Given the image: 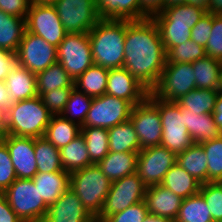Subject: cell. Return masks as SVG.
<instances>
[{
  "label": "cell",
  "instance_id": "6da1fadb",
  "mask_svg": "<svg viewBox=\"0 0 222 222\" xmlns=\"http://www.w3.org/2000/svg\"><path fill=\"white\" fill-rule=\"evenodd\" d=\"M166 61L167 53L154 20H126L123 68L151 91Z\"/></svg>",
  "mask_w": 222,
  "mask_h": 222
},
{
  "label": "cell",
  "instance_id": "7a4b0ae2",
  "mask_svg": "<svg viewBox=\"0 0 222 222\" xmlns=\"http://www.w3.org/2000/svg\"><path fill=\"white\" fill-rule=\"evenodd\" d=\"M88 34L95 65L123 68L126 20L100 19Z\"/></svg>",
  "mask_w": 222,
  "mask_h": 222
},
{
  "label": "cell",
  "instance_id": "3957f363",
  "mask_svg": "<svg viewBox=\"0 0 222 222\" xmlns=\"http://www.w3.org/2000/svg\"><path fill=\"white\" fill-rule=\"evenodd\" d=\"M51 117L40 96L13 102L6 111V135L43 137Z\"/></svg>",
  "mask_w": 222,
  "mask_h": 222
},
{
  "label": "cell",
  "instance_id": "277c9868",
  "mask_svg": "<svg viewBox=\"0 0 222 222\" xmlns=\"http://www.w3.org/2000/svg\"><path fill=\"white\" fill-rule=\"evenodd\" d=\"M112 181L93 164L70 174V188L96 218L101 212Z\"/></svg>",
  "mask_w": 222,
  "mask_h": 222
},
{
  "label": "cell",
  "instance_id": "5b68a950",
  "mask_svg": "<svg viewBox=\"0 0 222 222\" xmlns=\"http://www.w3.org/2000/svg\"><path fill=\"white\" fill-rule=\"evenodd\" d=\"M2 195L23 222H42L48 211L32 179L17 178Z\"/></svg>",
  "mask_w": 222,
  "mask_h": 222
},
{
  "label": "cell",
  "instance_id": "8992f818",
  "mask_svg": "<svg viewBox=\"0 0 222 222\" xmlns=\"http://www.w3.org/2000/svg\"><path fill=\"white\" fill-rule=\"evenodd\" d=\"M146 189L137 173L113 181L96 222H103L110 215L140 203L144 200Z\"/></svg>",
  "mask_w": 222,
  "mask_h": 222
},
{
  "label": "cell",
  "instance_id": "52a82bcc",
  "mask_svg": "<svg viewBox=\"0 0 222 222\" xmlns=\"http://www.w3.org/2000/svg\"><path fill=\"white\" fill-rule=\"evenodd\" d=\"M130 120L137 133L140 150L160 146L163 129L159 113V98L149 92L143 102L132 107Z\"/></svg>",
  "mask_w": 222,
  "mask_h": 222
},
{
  "label": "cell",
  "instance_id": "ba28073f",
  "mask_svg": "<svg viewBox=\"0 0 222 222\" xmlns=\"http://www.w3.org/2000/svg\"><path fill=\"white\" fill-rule=\"evenodd\" d=\"M196 89L192 63H166L158 83L150 91L163 101L176 102Z\"/></svg>",
  "mask_w": 222,
  "mask_h": 222
},
{
  "label": "cell",
  "instance_id": "9c48e42d",
  "mask_svg": "<svg viewBox=\"0 0 222 222\" xmlns=\"http://www.w3.org/2000/svg\"><path fill=\"white\" fill-rule=\"evenodd\" d=\"M57 62L73 80L94 64L88 33H67L57 47Z\"/></svg>",
  "mask_w": 222,
  "mask_h": 222
},
{
  "label": "cell",
  "instance_id": "30bf717a",
  "mask_svg": "<svg viewBox=\"0 0 222 222\" xmlns=\"http://www.w3.org/2000/svg\"><path fill=\"white\" fill-rule=\"evenodd\" d=\"M159 113L163 129L160 145L176 155L184 152L194 142L186 128L181 107L176 102L159 99Z\"/></svg>",
  "mask_w": 222,
  "mask_h": 222
},
{
  "label": "cell",
  "instance_id": "8fae6325",
  "mask_svg": "<svg viewBox=\"0 0 222 222\" xmlns=\"http://www.w3.org/2000/svg\"><path fill=\"white\" fill-rule=\"evenodd\" d=\"M132 105L108 94L92 98L90 109L82 127L110 129L130 119Z\"/></svg>",
  "mask_w": 222,
  "mask_h": 222
},
{
  "label": "cell",
  "instance_id": "7c38bea8",
  "mask_svg": "<svg viewBox=\"0 0 222 222\" xmlns=\"http://www.w3.org/2000/svg\"><path fill=\"white\" fill-rule=\"evenodd\" d=\"M25 26L26 31L40 36L54 47H58L67 34L54 5L31 3Z\"/></svg>",
  "mask_w": 222,
  "mask_h": 222
},
{
  "label": "cell",
  "instance_id": "4fadbf2b",
  "mask_svg": "<svg viewBox=\"0 0 222 222\" xmlns=\"http://www.w3.org/2000/svg\"><path fill=\"white\" fill-rule=\"evenodd\" d=\"M16 61L19 66L37 74L57 62V47L25 30L16 53Z\"/></svg>",
  "mask_w": 222,
  "mask_h": 222
},
{
  "label": "cell",
  "instance_id": "5bb4252c",
  "mask_svg": "<svg viewBox=\"0 0 222 222\" xmlns=\"http://www.w3.org/2000/svg\"><path fill=\"white\" fill-rule=\"evenodd\" d=\"M54 7L67 33H88L100 20L95 0H59Z\"/></svg>",
  "mask_w": 222,
  "mask_h": 222
},
{
  "label": "cell",
  "instance_id": "9a60e30c",
  "mask_svg": "<svg viewBox=\"0 0 222 222\" xmlns=\"http://www.w3.org/2000/svg\"><path fill=\"white\" fill-rule=\"evenodd\" d=\"M176 161L177 155L161 145L143 148L138 153L136 173L147 187L159 185Z\"/></svg>",
  "mask_w": 222,
  "mask_h": 222
},
{
  "label": "cell",
  "instance_id": "2e32d148",
  "mask_svg": "<svg viewBox=\"0 0 222 222\" xmlns=\"http://www.w3.org/2000/svg\"><path fill=\"white\" fill-rule=\"evenodd\" d=\"M3 142L7 145L17 178L32 179L37 174L34 146L35 138L5 135Z\"/></svg>",
  "mask_w": 222,
  "mask_h": 222
},
{
  "label": "cell",
  "instance_id": "e0dca14e",
  "mask_svg": "<svg viewBox=\"0 0 222 222\" xmlns=\"http://www.w3.org/2000/svg\"><path fill=\"white\" fill-rule=\"evenodd\" d=\"M149 90L125 68L109 69L105 93L128 101L132 106L143 102Z\"/></svg>",
  "mask_w": 222,
  "mask_h": 222
},
{
  "label": "cell",
  "instance_id": "ac0fdd59",
  "mask_svg": "<svg viewBox=\"0 0 222 222\" xmlns=\"http://www.w3.org/2000/svg\"><path fill=\"white\" fill-rule=\"evenodd\" d=\"M42 222H96V218L81 203L69 187L48 207Z\"/></svg>",
  "mask_w": 222,
  "mask_h": 222
},
{
  "label": "cell",
  "instance_id": "d6986e66",
  "mask_svg": "<svg viewBox=\"0 0 222 222\" xmlns=\"http://www.w3.org/2000/svg\"><path fill=\"white\" fill-rule=\"evenodd\" d=\"M144 201L150 215L166 217L174 222L183 199L159 184L147 187Z\"/></svg>",
  "mask_w": 222,
  "mask_h": 222
},
{
  "label": "cell",
  "instance_id": "ffe728a7",
  "mask_svg": "<svg viewBox=\"0 0 222 222\" xmlns=\"http://www.w3.org/2000/svg\"><path fill=\"white\" fill-rule=\"evenodd\" d=\"M5 84L12 102L38 96L36 74L17 63L7 74Z\"/></svg>",
  "mask_w": 222,
  "mask_h": 222
},
{
  "label": "cell",
  "instance_id": "44dd1931",
  "mask_svg": "<svg viewBox=\"0 0 222 222\" xmlns=\"http://www.w3.org/2000/svg\"><path fill=\"white\" fill-rule=\"evenodd\" d=\"M181 114L184 116L186 128L194 143L201 144L218 138L222 134L214 121L213 114L198 115L187 108H181Z\"/></svg>",
  "mask_w": 222,
  "mask_h": 222
},
{
  "label": "cell",
  "instance_id": "7402d4cb",
  "mask_svg": "<svg viewBox=\"0 0 222 222\" xmlns=\"http://www.w3.org/2000/svg\"><path fill=\"white\" fill-rule=\"evenodd\" d=\"M207 13V7L200 4L180 3L166 6L152 19L155 23L191 24L192 27Z\"/></svg>",
  "mask_w": 222,
  "mask_h": 222
},
{
  "label": "cell",
  "instance_id": "603a6c76",
  "mask_svg": "<svg viewBox=\"0 0 222 222\" xmlns=\"http://www.w3.org/2000/svg\"><path fill=\"white\" fill-rule=\"evenodd\" d=\"M32 180L35 187L38 188L40 197L44 200L45 204L50 207L60 198L62 193L69 188L70 173H37Z\"/></svg>",
  "mask_w": 222,
  "mask_h": 222
},
{
  "label": "cell",
  "instance_id": "cb8c5ba5",
  "mask_svg": "<svg viewBox=\"0 0 222 222\" xmlns=\"http://www.w3.org/2000/svg\"><path fill=\"white\" fill-rule=\"evenodd\" d=\"M139 152H112L97 164L102 173L112 182L136 173Z\"/></svg>",
  "mask_w": 222,
  "mask_h": 222
},
{
  "label": "cell",
  "instance_id": "d4e9b609",
  "mask_svg": "<svg viewBox=\"0 0 222 222\" xmlns=\"http://www.w3.org/2000/svg\"><path fill=\"white\" fill-rule=\"evenodd\" d=\"M100 19L141 20L140 0H95Z\"/></svg>",
  "mask_w": 222,
  "mask_h": 222
},
{
  "label": "cell",
  "instance_id": "484cf974",
  "mask_svg": "<svg viewBox=\"0 0 222 222\" xmlns=\"http://www.w3.org/2000/svg\"><path fill=\"white\" fill-rule=\"evenodd\" d=\"M174 194L186 199L199 193L201 183L175 163L165 174L161 184Z\"/></svg>",
  "mask_w": 222,
  "mask_h": 222
},
{
  "label": "cell",
  "instance_id": "4316f807",
  "mask_svg": "<svg viewBox=\"0 0 222 222\" xmlns=\"http://www.w3.org/2000/svg\"><path fill=\"white\" fill-rule=\"evenodd\" d=\"M59 150L62 168L70 174L93 165L82 133Z\"/></svg>",
  "mask_w": 222,
  "mask_h": 222
},
{
  "label": "cell",
  "instance_id": "83f0119b",
  "mask_svg": "<svg viewBox=\"0 0 222 222\" xmlns=\"http://www.w3.org/2000/svg\"><path fill=\"white\" fill-rule=\"evenodd\" d=\"M25 30L24 18L0 10V49L16 54Z\"/></svg>",
  "mask_w": 222,
  "mask_h": 222
},
{
  "label": "cell",
  "instance_id": "f1b7e54d",
  "mask_svg": "<svg viewBox=\"0 0 222 222\" xmlns=\"http://www.w3.org/2000/svg\"><path fill=\"white\" fill-rule=\"evenodd\" d=\"M192 67L195 74L196 89L219 90L222 74L221 61L206 55L192 62Z\"/></svg>",
  "mask_w": 222,
  "mask_h": 222
},
{
  "label": "cell",
  "instance_id": "f546056e",
  "mask_svg": "<svg viewBox=\"0 0 222 222\" xmlns=\"http://www.w3.org/2000/svg\"><path fill=\"white\" fill-rule=\"evenodd\" d=\"M109 151L139 152L140 142L131 120L122 122L108 129Z\"/></svg>",
  "mask_w": 222,
  "mask_h": 222
},
{
  "label": "cell",
  "instance_id": "4dcf8cb0",
  "mask_svg": "<svg viewBox=\"0 0 222 222\" xmlns=\"http://www.w3.org/2000/svg\"><path fill=\"white\" fill-rule=\"evenodd\" d=\"M207 160L203 146L193 143L184 152L177 154L176 163L203 184L207 183Z\"/></svg>",
  "mask_w": 222,
  "mask_h": 222
},
{
  "label": "cell",
  "instance_id": "1f68e13d",
  "mask_svg": "<svg viewBox=\"0 0 222 222\" xmlns=\"http://www.w3.org/2000/svg\"><path fill=\"white\" fill-rule=\"evenodd\" d=\"M81 133V126L63 116H52L44 137L57 149L68 145Z\"/></svg>",
  "mask_w": 222,
  "mask_h": 222
},
{
  "label": "cell",
  "instance_id": "d6a6232c",
  "mask_svg": "<svg viewBox=\"0 0 222 222\" xmlns=\"http://www.w3.org/2000/svg\"><path fill=\"white\" fill-rule=\"evenodd\" d=\"M109 69L93 64L76 80L74 87L92 98L105 94Z\"/></svg>",
  "mask_w": 222,
  "mask_h": 222
},
{
  "label": "cell",
  "instance_id": "836d02e7",
  "mask_svg": "<svg viewBox=\"0 0 222 222\" xmlns=\"http://www.w3.org/2000/svg\"><path fill=\"white\" fill-rule=\"evenodd\" d=\"M37 173L66 172L60 160V150L44 136L35 138L34 146Z\"/></svg>",
  "mask_w": 222,
  "mask_h": 222
},
{
  "label": "cell",
  "instance_id": "e575fe53",
  "mask_svg": "<svg viewBox=\"0 0 222 222\" xmlns=\"http://www.w3.org/2000/svg\"><path fill=\"white\" fill-rule=\"evenodd\" d=\"M219 94V90L194 89L177 100L176 103L181 108H187L190 112H195L198 115L212 114Z\"/></svg>",
  "mask_w": 222,
  "mask_h": 222
},
{
  "label": "cell",
  "instance_id": "d590c367",
  "mask_svg": "<svg viewBox=\"0 0 222 222\" xmlns=\"http://www.w3.org/2000/svg\"><path fill=\"white\" fill-rule=\"evenodd\" d=\"M36 83L38 96L58 88L74 87V80L59 62H56L50 65L46 70L37 73Z\"/></svg>",
  "mask_w": 222,
  "mask_h": 222
},
{
  "label": "cell",
  "instance_id": "8d00e7d4",
  "mask_svg": "<svg viewBox=\"0 0 222 222\" xmlns=\"http://www.w3.org/2000/svg\"><path fill=\"white\" fill-rule=\"evenodd\" d=\"M174 222H214L208 205L198 193L183 199Z\"/></svg>",
  "mask_w": 222,
  "mask_h": 222
},
{
  "label": "cell",
  "instance_id": "74e56055",
  "mask_svg": "<svg viewBox=\"0 0 222 222\" xmlns=\"http://www.w3.org/2000/svg\"><path fill=\"white\" fill-rule=\"evenodd\" d=\"M92 164H98L109 153L108 130L101 127H81Z\"/></svg>",
  "mask_w": 222,
  "mask_h": 222
},
{
  "label": "cell",
  "instance_id": "f35d334b",
  "mask_svg": "<svg viewBox=\"0 0 222 222\" xmlns=\"http://www.w3.org/2000/svg\"><path fill=\"white\" fill-rule=\"evenodd\" d=\"M91 103L92 97L87 96L84 92H81L74 87L61 116L82 127Z\"/></svg>",
  "mask_w": 222,
  "mask_h": 222
},
{
  "label": "cell",
  "instance_id": "ab89813d",
  "mask_svg": "<svg viewBox=\"0 0 222 222\" xmlns=\"http://www.w3.org/2000/svg\"><path fill=\"white\" fill-rule=\"evenodd\" d=\"M207 160V182H222V134L213 140L201 143Z\"/></svg>",
  "mask_w": 222,
  "mask_h": 222
},
{
  "label": "cell",
  "instance_id": "60d3db41",
  "mask_svg": "<svg viewBox=\"0 0 222 222\" xmlns=\"http://www.w3.org/2000/svg\"><path fill=\"white\" fill-rule=\"evenodd\" d=\"M161 40L164 44L166 53L174 46L181 45L182 43L190 40L191 24L181 23H156Z\"/></svg>",
  "mask_w": 222,
  "mask_h": 222
},
{
  "label": "cell",
  "instance_id": "b9f144b4",
  "mask_svg": "<svg viewBox=\"0 0 222 222\" xmlns=\"http://www.w3.org/2000/svg\"><path fill=\"white\" fill-rule=\"evenodd\" d=\"M206 56L205 47L191 39L172 47L167 52L166 63H192Z\"/></svg>",
  "mask_w": 222,
  "mask_h": 222
},
{
  "label": "cell",
  "instance_id": "7bdbcfd3",
  "mask_svg": "<svg viewBox=\"0 0 222 222\" xmlns=\"http://www.w3.org/2000/svg\"><path fill=\"white\" fill-rule=\"evenodd\" d=\"M199 193L206 201L213 221L222 222V182L203 183Z\"/></svg>",
  "mask_w": 222,
  "mask_h": 222
},
{
  "label": "cell",
  "instance_id": "ee69618b",
  "mask_svg": "<svg viewBox=\"0 0 222 222\" xmlns=\"http://www.w3.org/2000/svg\"><path fill=\"white\" fill-rule=\"evenodd\" d=\"M74 87H64L43 93L40 98L52 116L62 114Z\"/></svg>",
  "mask_w": 222,
  "mask_h": 222
},
{
  "label": "cell",
  "instance_id": "f6af8a7d",
  "mask_svg": "<svg viewBox=\"0 0 222 222\" xmlns=\"http://www.w3.org/2000/svg\"><path fill=\"white\" fill-rule=\"evenodd\" d=\"M205 52L207 56L222 62V14H213L211 34Z\"/></svg>",
  "mask_w": 222,
  "mask_h": 222
},
{
  "label": "cell",
  "instance_id": "bcb514c9",
  "mask_svg": "<svg viewBox=\"0 0 222 222\" xmlns=\"http://www.w3.org/2000/svg\"><path fill=\"white\" fill-rule=\"evenodd\" d=\"M17 179L7 145L0 144V194Z\"/></svg>",
  "mask_w": 222,
  "mask_h": 222
},
{
  "label": "cell",
  "instance_id": "7dc6e473",
  "mask_svg": "<svg viewBox=\"0 0 222 222\" xmlns=\"http://www.w3.org/2000/svg\"><path fill=\"white\" fill-rule=\"evenodd\" d=\"M148 214V208L143 200L121 212L110 215L103 222H143Z\"/></svg>",
  "mask_w": 222,
  "mask_h": 222
},
{
  "label": "cell",
  "instance_id": "c3c4849f",
  "mask_svg": "<svg viewBox=\"0 0 222 222\" xmlns=\"http://www.w3.org/2000/svg\"><path fill=\"white\" fill-rule=\"evenodd\" d=\"M213 14L206 13L191 29L190 39L202 46L207 45L211 34Z\"/></svg>",
  "mask_w": 222,
  "mask_h": 222
},
{
  "label": "cell",
  "instance_id": "681fc988",
  "mask_svg": "<svg viewBox=\"0 0 222 222\" xmlns=\"http://www.w3.org/2000/svg\"><path fill=\"white\" fill-rule=\"evenodd\" d=\"M30 4V0H0V10L4 14L26 19Z\"/></svg>",
  "mask_w": 222,
  "mask_h": 222
},
{
  "label": "cell",
  "instance_id": "f907efd6",
  "mask_svg": "<svg viewBox=\"0 0 222 222\" xmlns=\"http://www.w3.org/2000/svg\"><path fill=\"white\" fill-rule=\"evenodd\" d=\"M141 20L152 18L155 14L160 13L166 6L165 0H140Z\"/></svg>",
  "mask_w": 222,
  "mask_h": 222
},
{
  "label": "cell",
  "instance_id": "816d5d0a",
  "mask_svg": "<svg viewBox=\"0 0 222 222\" xmlns=\"http://www.w3.org/2000/svg\"><path fill=\"white\" fill-rule=\"evenodd\" d=\"M16 63L15 53L0 49V80L5 81L7 74Z\"/></svg>",
  "mask_w": 222,
  "mask_h": 222
},
{
  "label": "cell",
  "instance_id": "f5cc1de1",
  "mask_svg": "<svg viewBox=\"0 0 222 222\" xmlns=\"http://www.w3.org/2000/svg\"><path fill=\"white\" fill-rule=\"evenodd\" d=\"M0 222H23L2 194H0Z\"/></svg>",
  "mask_w": 222,
  "mask_h": 222
},
{
  "label": "cell",
  "instance_id": "db71d44e",
  "mask_svg": "<svg viewBox=\"0 0 222 222\" xmlns=\"http://www.w3.org/2000/svg\"><path fill=\"white\" fill-rule=\"evenodd\" d=\"M12 104L5 81L0 80V108L6 112Z\"/></svg>",
  "mask_w": 222,
  "mask_h": 222
},
{
  "label": "cell",
  "instance_id": "11a10c76",
  "mask_svg": "<svg viewBox=\"0 0 222 222\" xmlns=\"http://www.w3.org/2000/svg\"><path fill=\"white\" fill-rule=\"evenodd\" d=\"M212 114L218 129L222 132V94L218 95L214 112Z\"/></svg>",
  "mask_w": 222,
  "mask_h": 222
},
{
  "label": "cell",
  "instance_id": "9f6ffc18",
  "mask_svg": "<svg viewBox=\"0 0 222 222\" xmlns=\"http://www.w3.org/2000/svg\"><path fill=\"white\" fill-rule=\"evenodd\" d=\"M207 12L211 14H222V0H209Z\"/></svg>",
  "mask_w": 222,
  "mask_h": 222
},
{
  "label": "cell",
  "instance_id": "6f0895ef",
  "mask_svg": "<svg viewBox=\"0 0 222 222\" xmlns=\"http://www.w3.org/2000/svg\"><path fill=\"white\" fill-rule=\"evenodd\" d=\"M143 222H173L171 219L166 217H160L148 214Z\"/></svg>",
  "mask_w": 222,
  "mask_h": 222
},
{
  "label": "cell",
  "instance_id": "680465c9",
  "mask_svg": "<svg viewBox=\"0 0 222 222\" xmlns=\"http://www.w3.org/2000/svg\"><path fill=\"white\" fill-rule=\"evenodd\" d=\"M0 131H6V112L0 108Z\"/></svg>",
  "mask_w": 222,
  "mask_h": 222
},
{
  "label": "cell",
  "instance_id": "91938a15",
  "mask_svg": "<svg viewBox=\"0 0 222 222\" xmlns=\"http://www.w3.org/2000/svg\"><path fill=\"white\" fill-rule=\"evenodd\" d=\"M59 0H30L31 3L43 5H55Z\"/></svg>",
  "mask_w": 222,
  "mask_h": 222
},
{
  "label": "cell",
  "instance_id": "94428289",
  "mask_svg": "<svg viewBox=\"0 0 222 222\" xmlns=\"http://www.w3.org/2000/svg\"><path fill=\"white\" fill-rule=\"evenodd\" d=\"M180 3H190V0H165V6Z\"/></svg>",
  "mask_w": 222,
  "mask_h": 222
},
{
  "label": "cell",
  "instance_id": "6125c7cd",
  "mask_svg": "<svg viewBox=\"0 0 222 222\" xmlns=\"http://www.w3.org/2000/svg\"><path fill=\"white\" fill-rule=\"evenodd\" d=\"M191 4H200L202 6L207 7L209 0H190Z\"/></svg>",
  "mask_w": 222,
  "mask_h": 222
},
{
  "label": "cell",
  "instance_id": "be15d7a7",
  "mask_svg": "<svg viewBox=\"0 0 222 222\" xmlns=\"http://www.w3.org/2000/svg\"><path fill=\"white\" fill-rule=\"evenodd\" d=\"M5 135H6V131H0V144L3 143Z\"/></svg>",
  "mask_w": 222,
  "mask_h": 222
},
{
  "label": "cell",
  "instance_id": "e7e4bbea",
  "mask_svg": "<svg viewBox=\"0 0 222 222\" xmlns=\"http://www.w3.org/2000/svg\"><path fill=\"white\" fill-rule=\"evenodd\" d=\"M219 92H220V94H222V74H221V80H220Z\"/></svg>",
  "mask_w": 222,
  "mask_h": 222
}]
</instances>
